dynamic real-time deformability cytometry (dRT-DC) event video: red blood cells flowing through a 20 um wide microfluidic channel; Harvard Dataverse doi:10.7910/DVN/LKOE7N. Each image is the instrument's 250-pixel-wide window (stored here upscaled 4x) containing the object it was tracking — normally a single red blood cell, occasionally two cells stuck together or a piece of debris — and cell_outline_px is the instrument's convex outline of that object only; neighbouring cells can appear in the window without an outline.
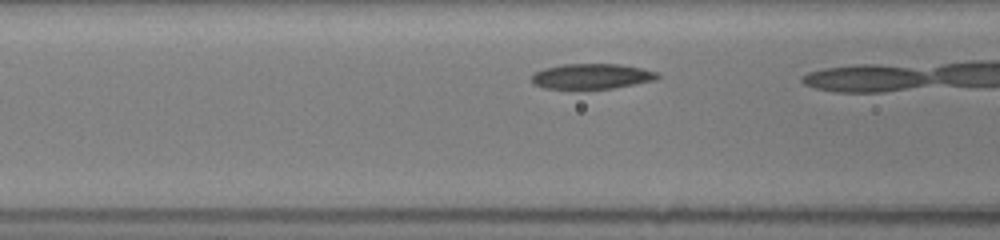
{"species": "common noctule bat (a hibernating species)", "species_latin": "Nyctalus noctula", "temperature_condition": "room temperature", "stored_images_in_passage": 5, "camera_frame_rate_fps": 3000, "um_per_image_px": 0.085, "animal": {"sex": "female", "body_mass_g": 19.5, "forearm_length_mm": 54.1}, "frame": {"image": 1, "passage_image": 4, "time_ms": 1.0, "image_size_px": [1000, 240], "cell_outline_px": [[660, 76], [656, 80], [612, 88], [544, 88], [532, 84], [532, 72], [544, 68], [564, 64], [620, 64], [644, 68], [656, 72]], "centroid_in_image_um": [50.28, 6.47], "position_along_channel_um": 116.3, "area_um2": 18.5}}